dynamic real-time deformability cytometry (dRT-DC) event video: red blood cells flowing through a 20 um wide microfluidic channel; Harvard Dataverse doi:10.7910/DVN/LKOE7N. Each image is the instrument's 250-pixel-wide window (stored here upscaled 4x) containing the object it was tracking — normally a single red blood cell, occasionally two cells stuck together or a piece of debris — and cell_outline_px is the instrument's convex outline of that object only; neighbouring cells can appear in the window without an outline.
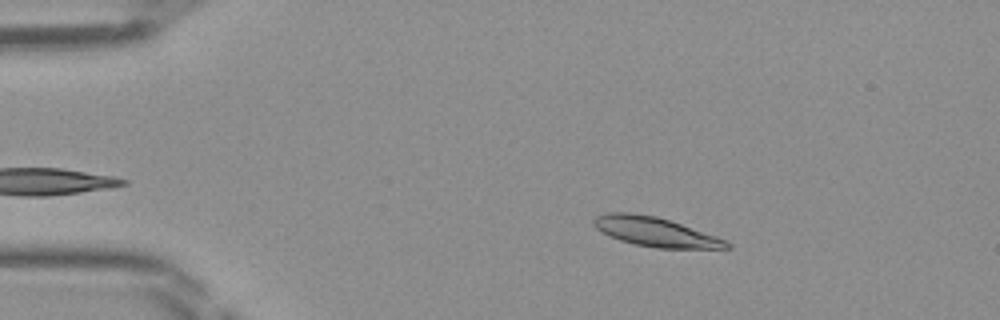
{"species": "Egyptian fruit bat (a non-hibernating species)", "species_latin": "Rousettus aegyptiacus", "temperature_condition": "room temperature", "stored_images_in_passage": 48, "camera_frame_rate_fps": 3000, "um_per_image_px": 0.085, "frame": {"image": 1, "passage_image": 9, "time_ms": 2.667, "image_size_px": [1000, 320], "cell_outline_px": [[732, 248], [656, 248], [636, 244], [620, 240], [600, 232], [592, 224], [592, 220], [596, 216], [608, 212], [628, 212], [656, 216], [728, 240], [732, 244]], "centroid_in_image_um": [55.68, 19.7], "position_along_channel_um": 29.3, "area_um2": 22.6}}
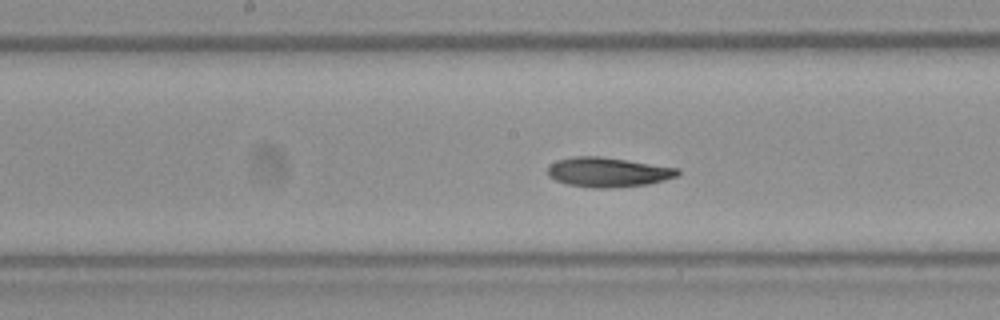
{"frame": {"image": 2, "passage_image": 25, "time_ms": 8.0, "image_size_px": [1000, 320], "cell_outline_px": [[680, 172], [676, 176], [664, 180], [648, 184], [608, 188], [592, 188], [568, 184], [556, 180], [548, 176], [548, 168], [556, 160], [572, 156], [600, 156], [628, 160], [680, 168]], "centroid_in_image_um": [51.68, 14.62], "position_along_channel_um": 196.5, "area_um2": 22.43}}
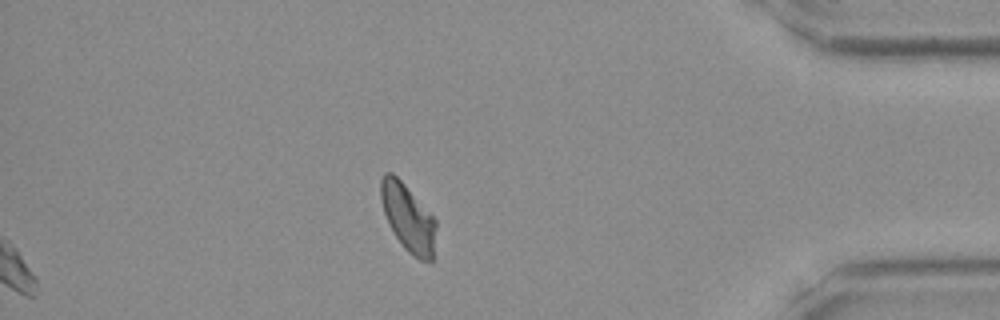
{"frame": {"image": 3, "passage_image": 42, "time_ms": 13.667, "image_size_px": [1000, 320], "cell_outline_px": [[436, 228], [432, 264], [420, 260], [408, 252], [404, 248], [396, 236], [384, 212], [380, 200], [380, 180], [384, 172], [392, 172], [404, 184], [436, 220]], "centroid_in_image_um": [34.69, 18.52], "position_along_channel_um": 400.5, "area_um2": 21.44}}